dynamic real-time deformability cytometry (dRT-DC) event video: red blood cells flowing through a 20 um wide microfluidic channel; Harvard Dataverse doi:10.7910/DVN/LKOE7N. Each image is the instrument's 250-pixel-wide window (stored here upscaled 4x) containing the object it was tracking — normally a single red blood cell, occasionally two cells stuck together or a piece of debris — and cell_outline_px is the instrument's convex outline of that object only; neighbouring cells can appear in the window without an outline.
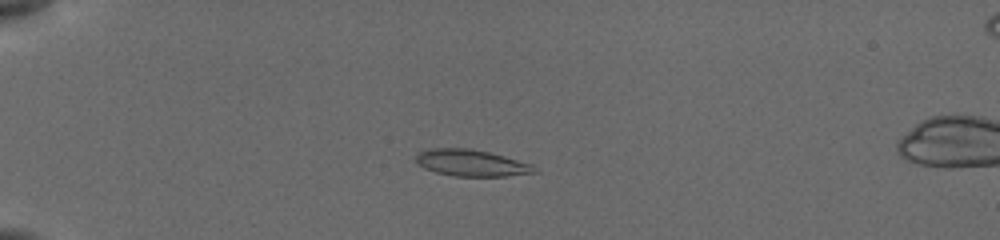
{"species": "common noctule bat (a hibernating species)", "species_latin": "Nyctalus noctula", "temperature_condition": "cold", "stored_images_in_passage": 7, "camera_frame_rate_fps": 3000, "um_per_image_px": 0.085, "animal": {"sex": "female", "body_mass_g": 19.5, "forearm_length_mm": 54.1}, "frame": {"image": 1, "passage_image": 5, "time_ms": 4.333, "image_size_px": [1000, 240], "cell_outline_px": [[540, 172], [508, 176], [456, 176], [436, 172], [424, 168], [416, 164], [416, 156], [420, 152], [432, 148], [468, 148], [488, 152], [504, 156], [532, 164]], "centroid_in_image_um": [40.09, 13.85], "position_along_channel_um": 44.9, "area_um2": 18.32}}